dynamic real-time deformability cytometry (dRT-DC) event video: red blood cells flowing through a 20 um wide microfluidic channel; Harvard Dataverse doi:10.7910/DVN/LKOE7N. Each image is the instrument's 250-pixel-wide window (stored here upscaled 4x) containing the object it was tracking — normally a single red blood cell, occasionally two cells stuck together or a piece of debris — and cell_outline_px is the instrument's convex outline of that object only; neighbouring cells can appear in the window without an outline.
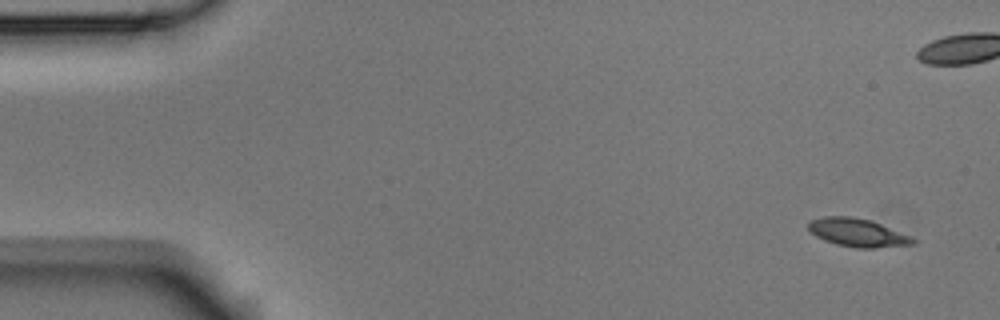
{"species": "Egyptian fruit bat (a non-hibernating species)", "species_latin": "Rousettus aegyptiacus", "temperature_condition": "room temperature", "stored_images_in_passage": 5, "segment_of_instrument_passage": [2, 2], "camera_frame_rate_fps": 3000, "um_per_image_px": 0.085, "animal": {"sex": "male"}, "frame": {"image": 1, "passage_image": 5, "time_ms": 1.333, "image_size_px": [1000, 320], "cell_outline_px": [[916, 244], [872, 248], [856, 248], [836, 244], [824, 240], [816, 236], [808, 228], [808, 224], [812, 220], [824, 216], [852, 216], [868, 220], [880, 224], [908, 236], [916, 240]], "centroid_in_image_um": [72.86, 19.78], "position_along_channel_um": 12.1, "area_um2": 16.82}}